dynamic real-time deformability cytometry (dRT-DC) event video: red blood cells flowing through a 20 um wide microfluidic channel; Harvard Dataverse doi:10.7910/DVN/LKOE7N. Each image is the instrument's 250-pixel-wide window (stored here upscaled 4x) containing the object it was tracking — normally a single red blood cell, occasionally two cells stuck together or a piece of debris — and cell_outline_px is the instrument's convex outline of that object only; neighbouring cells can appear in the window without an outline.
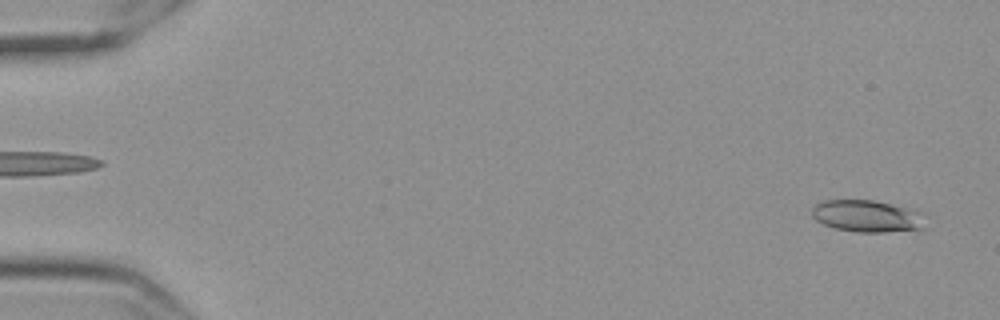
{"species": "Egyptian fruit bat (a non-hibernating species)", "species_latin": "Rousettus aegyptiacus", "temperature_condition": "cold", "stored_images_in_passage": 59, "camera_frame_rate_fps": 3000, "um_per_image_px": 0.085, "frame": {"image": 1, "passage_image": 3, "time_ms": 0.667, "image_size_px": [1000, 320], "cell_outline_px": [[928, 216], [924, 228], [884, 232], [856, 232], [836, 228], [824, 224], [816, 220], [812, 216], [812, 208], [816, 204], [824, 200], [872, 200], [916, 208], [928, 212]], "centroid_in_image_um": [73.84, 18.35], "position_along_channel_um": 11.2, "area_um2": 21.73}}
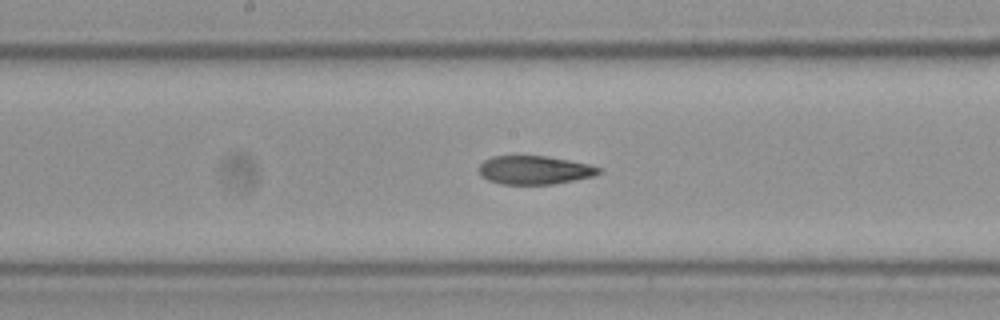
{"frame": {"image": 2, "passage_image": 31, "time_ms": 10.0, "image_size_px": [1000, 320], "cell_outline_px": [[600, 172], [592, 176], [552, 184], [500, 184], [488, 180], [480, 176], [480, 164], [484, 160], [492, 156], [548, 156], [588, 164], [600, 168]], "centroid_in_image_um": [45.38, 14.45], "position_along_channel_um": 202.8, "area_um2": 19.71}}
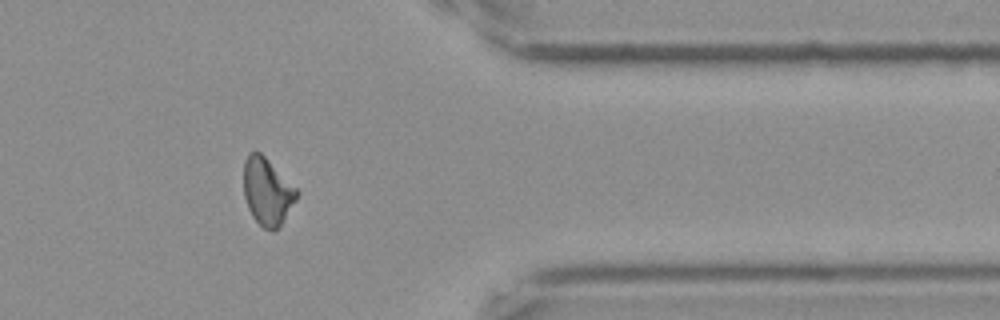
{"frame": {"image": 3, "passage_image": 48, "time_ms": 15.667, "image_size_px": [1000, 320], "cell_outline_px": [[300, 192], [296, 200], [280, 224], [272, 232], [264, 228], [252, 216], [248, 208], [244, 196], [244, 160], [248, 152], [260, 152]], "centroid_in_image_um": [22.7, 16.27], "position_along_channel_um": 388.7, "area_um2": 20.46}, "authors_computed_cell_mechanics": {"area_um2": 20.6924, "velocity_mm_per_s": 3.5378, "shape_relaxation_time_tau1_ms": 6.295, "shape_relaxation_time_tau2_ms": 3.7672, "deformation_change_tau1": 0.1822, "deformation_change_tau2": 0.124}}